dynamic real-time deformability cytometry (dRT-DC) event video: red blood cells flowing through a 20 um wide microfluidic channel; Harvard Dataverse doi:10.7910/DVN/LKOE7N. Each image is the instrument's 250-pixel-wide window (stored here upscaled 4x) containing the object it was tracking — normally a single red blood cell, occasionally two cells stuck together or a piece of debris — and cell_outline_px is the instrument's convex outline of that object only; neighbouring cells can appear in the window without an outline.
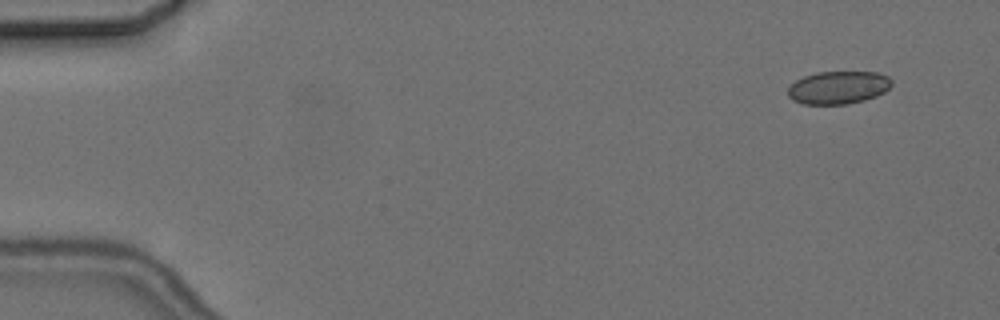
{"species": "common noctule bat (a hibernating species)", "species_latin": "Nyctalus noctula", "temperature_condition": "cold", "stored_images_in_passage": 10, "camera_frame_rate_fps": 3000, "um_per_image_px": 0.085, "animal": {"sex": "female", "body_mass_g": 24.6, "forearm_length_mm": 56.2}, "frame": {"image": 1, "passage_image": 1, "time_ms": 0.0, "image_size_px": [1000, 320], "cell_outline_px": [[892, 84], [884, 92], [876, 96], [864, 100], [848, 104], [804, 104], [792, 100], [788, 96], [788, 88], [796, 80], [804, 76], [816, 72], [880, 72], [888, 76], [892, 80]], "centroid_in_image_um": [71.26, 7.43], "position_along_channel_um": 13.7, "area_um2": 19.94}}
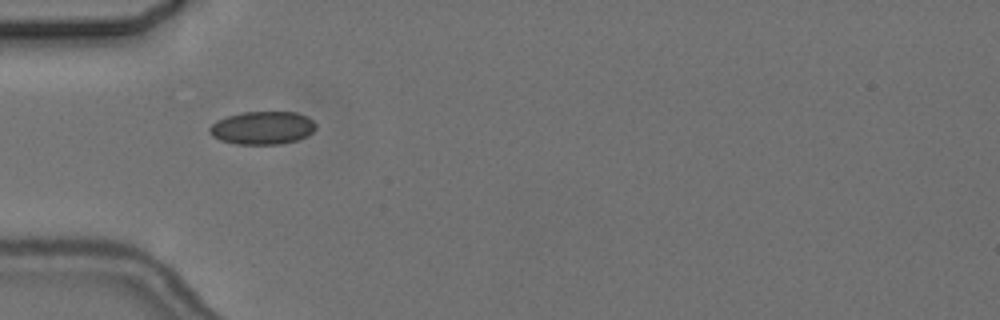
{"frame": {"image": 2, "passage_image": 5, "time_ms": 4.667, "image_size_px": [1000, 320], "cell_outline_px": [[316, 128], [308, 136], [296, 140], [280, 144], [236, 144], [220, 140], [212, 136], [208, 132], [208, 128], [216, 120], [240, 112], [296, 112], [308, 116], [316, 124]], "centroid_in_image_um": [22.3, 10.86], "position_along_channel_um": 62.7, "area_um2": 20.63}}
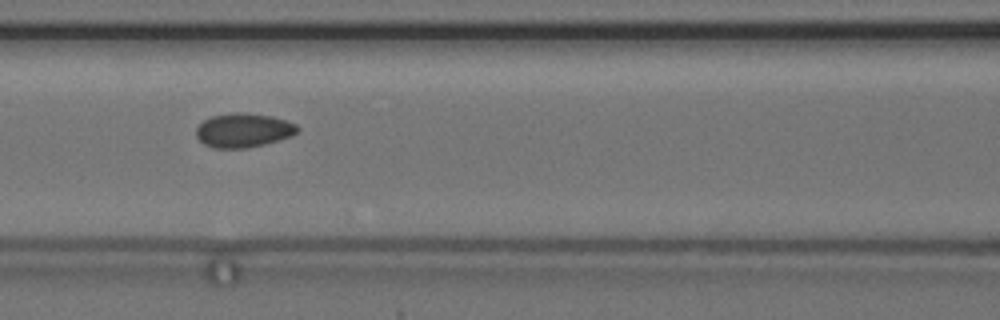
{"frame": {"image": 3, "passage_image": 7, "time_ms": 7.0, "image_size_px": [1000, 320], "cell_outline_px": [[300, 128], [292, 136], [264, 144], [244, 148], [216, 148], [204, 144], [196, 136], [196, 128], [204, 120], [212, 116], [232, 112], [244, 112], [272, 116], [296, 124]], "centroid_in_image_um": [20.69, 11.06], "position_along_channel_um": 145.9, "area_um2": 20.06}}